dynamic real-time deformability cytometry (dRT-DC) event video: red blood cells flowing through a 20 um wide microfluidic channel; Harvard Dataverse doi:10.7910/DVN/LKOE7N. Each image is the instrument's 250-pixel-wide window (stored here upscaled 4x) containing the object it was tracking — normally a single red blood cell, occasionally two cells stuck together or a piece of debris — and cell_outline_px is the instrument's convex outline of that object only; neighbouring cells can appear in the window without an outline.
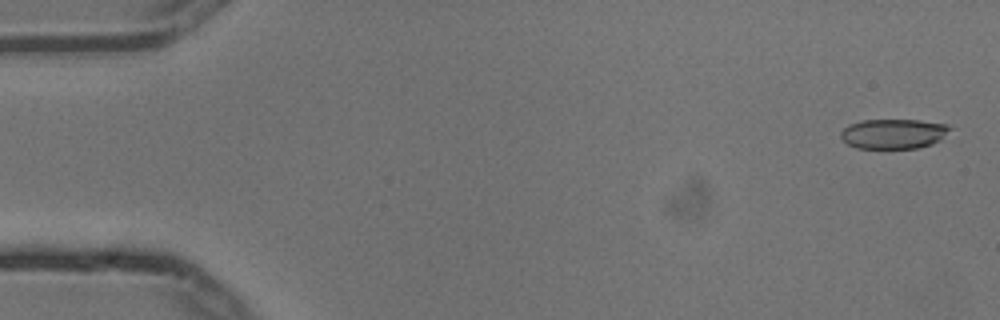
{"species": "common noctule bat (a hibernating species)", "species_latin": "Nyctalus noctula", "temperature_condition": "cold", "stored_images_in_passage": 5, "camera_frame_rate_fps": 3000, "um_per_image_px": 0.085, "animal": {"sex": "male", "body_mass_g": 13.3}, "frame": {"image": 1, "passage_image": 1, "time_ms": 0.0, "image_size_px": [1000, 320], "cell_outline_px": [[956, 128], [940, 140], [932, 144], [916, 148], [856, 148], [848, 144], [840, 136], [840, 132], [848, 124], [864, 120], [920, 120], [948, 124]], "centroid_in_image_um": [76.01, 11.36], "position_along_channel_um": 9.0, "area_um2": 19.25}}
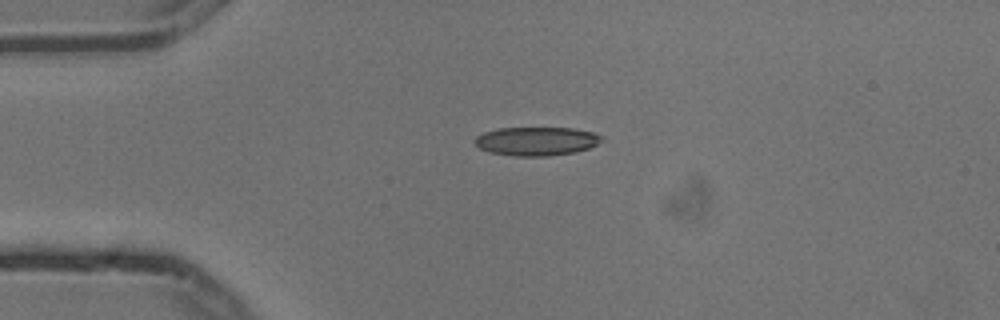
{"frame": {"image": 2, "passage_image": 4, "time_ms": 1.0, "image_size_px": [1000, 320], "cell_outline_px": [[604, 140], [588, 148], [572, 152], [548, 156], [516, 156], [492, 152], [480, 148], [472, 140], [476, 136], [484, 132], [500, 128], [572, 128], [592, 132], [604, 136]], "centroid_in_image_um": [45.6, 11.99], "position_along_channel_um": 39.4, "area_um2": 21.04}}